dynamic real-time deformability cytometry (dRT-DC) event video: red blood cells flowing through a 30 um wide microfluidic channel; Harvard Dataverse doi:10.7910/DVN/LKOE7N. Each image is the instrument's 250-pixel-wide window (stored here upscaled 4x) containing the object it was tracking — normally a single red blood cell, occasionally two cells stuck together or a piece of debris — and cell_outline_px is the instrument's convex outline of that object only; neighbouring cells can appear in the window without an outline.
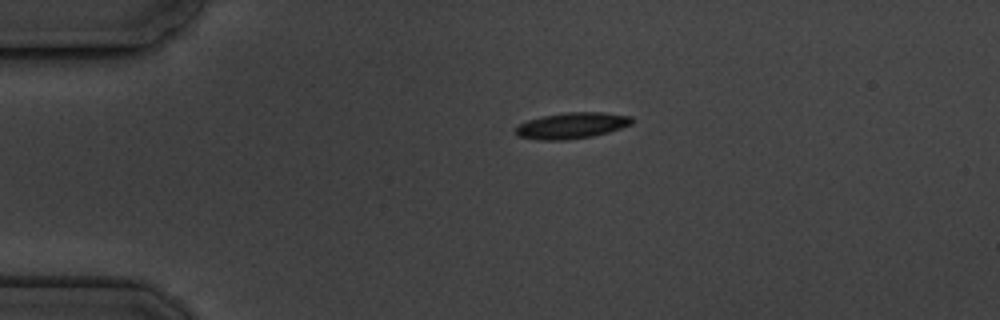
{"species": "common noctule bat (a hibernating species)", "species_latin": "Nyctalus noctula", "temperature_condition": "cold", "stored_images_in_passage": 2, "camera_frame_rate_fps": 3000, "um_per_image_px": 0.085, "animal": {"sex": "male", "body_mass_g": 19.5, "forearm_length_mm": 54.6}, "frame": {"image": 1, "passage_image": 1, "time_ms": 0.0, "image_size_px": [1000, 320], "cell_outline_px": [[632, 124], [608, 132], [592, 136], [564, 140], [540, 140], [520, 136], [516, 132], [516, 128], [520, 124], [528, 120], [544, 116], [564, 112], [604, 112], [632, 116]], "centroid_in_image_um": [48.64, 10.66], "position_along_channel_um": 36.4, "area_um2": 17.46}}